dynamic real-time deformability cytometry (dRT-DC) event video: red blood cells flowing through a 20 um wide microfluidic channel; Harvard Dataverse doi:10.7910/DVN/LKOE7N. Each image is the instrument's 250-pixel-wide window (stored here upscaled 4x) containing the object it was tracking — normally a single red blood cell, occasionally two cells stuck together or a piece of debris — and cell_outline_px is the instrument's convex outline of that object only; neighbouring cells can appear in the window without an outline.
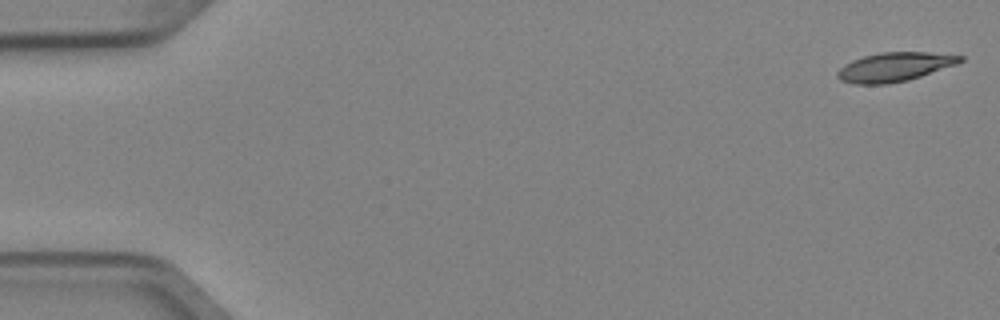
{"species": "Egyptian fruit bat (a non-hibernating species)", "species_latin": "Rousettus aegyptiacus", "temperature_condition": "cold", "stored_images_in_passage": 5, "camera_frame_rate_fps": 3000, "um_per_image_px": 0.085, "animal": {"sex": "female"}, "frame": {"image": 1, "passage_image": 1, "time_ms": 0.0, "image_size_px": [1000, 320], "cell_outline_px": [[964, 60], [956, 64], [908, 80], [888, 84], [852, 84], [840, 80], [836, 76], [836, 72], [844, 64], [852, 60], [864, 56], [880, 52], [928, 52], [964, 56]], "centroid_in_image_um": [75.99, 5.69], "position_along_channel_um": 9.0, "area_um2": 20.75}}
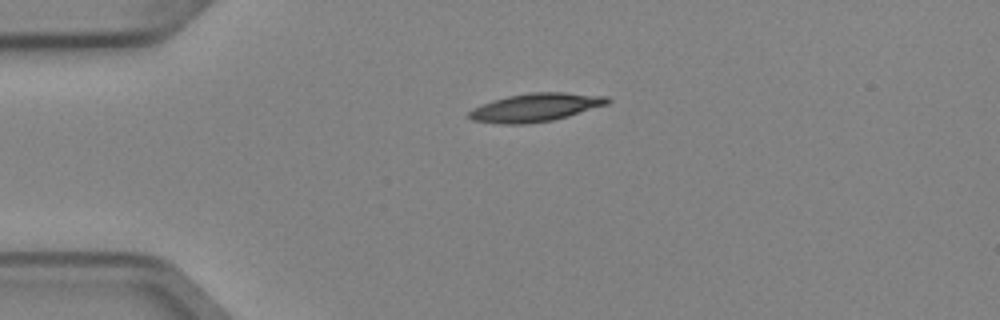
{"frame": {"image": 2, "passage_image": 4, "time_ms": 1.0, "image_size_px": [1000, 320], "cell_outline_px": [[612, 100], [608, 104], [568, 116], [552, 120], [524, 124], [500, 124], [472, 120], [468, 116], [468, 112], [472, 108], [480, 104], [492, 100], [508, 96], [528, 92], [564, 92], [608, 96]], "centroid_in_image_um": [45.51, 9.12], "position_along_channel_um": 39.5, "area_um2": 22.95}}